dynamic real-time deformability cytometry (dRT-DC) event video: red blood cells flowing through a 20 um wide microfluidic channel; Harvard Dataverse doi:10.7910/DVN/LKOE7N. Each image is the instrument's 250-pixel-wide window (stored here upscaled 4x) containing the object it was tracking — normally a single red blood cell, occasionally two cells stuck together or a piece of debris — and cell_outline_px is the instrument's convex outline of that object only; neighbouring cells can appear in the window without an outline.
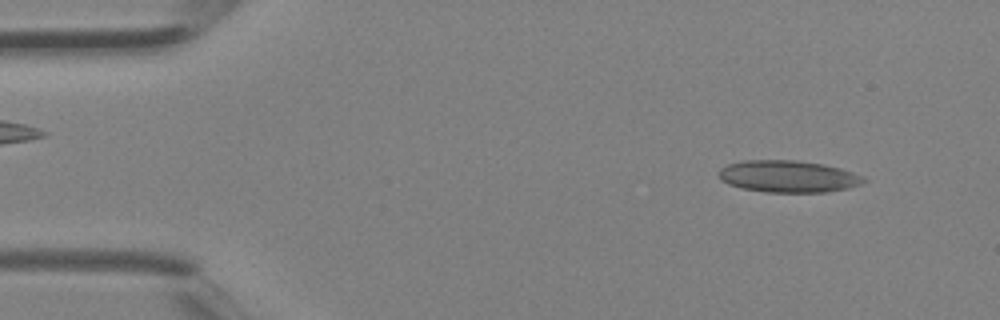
{"species": "Egyptian fruit bat (a non-hibernating species)", "species_latin": "Rousettus aegyptiacus", "temperature_condition": "room temperature", "stored_images_in_passage": 3, "camera_frame_rate_fps": 3000, "um_per_image_px": 0.085, "animal": {"sex": "female"}, "frame": {"image": 1, "passage_image": 1, "time_ms": 0.0, "image_size_px": [1000, 320], "cell_outline_px": [[868, 180], [860, 184], [848, 188], [828, 192], [764, 192], [744, 188], [728, 184], [720, 180], [716, 172], [720, 168], [728, 164], [744, 160], [796, 160], [824, 164], [840, 168], [864, 176]], "centroid_in_image_um": [66.98, 14.99], "position_along_channel_um": 18.0, "area_um2": 27.17}}